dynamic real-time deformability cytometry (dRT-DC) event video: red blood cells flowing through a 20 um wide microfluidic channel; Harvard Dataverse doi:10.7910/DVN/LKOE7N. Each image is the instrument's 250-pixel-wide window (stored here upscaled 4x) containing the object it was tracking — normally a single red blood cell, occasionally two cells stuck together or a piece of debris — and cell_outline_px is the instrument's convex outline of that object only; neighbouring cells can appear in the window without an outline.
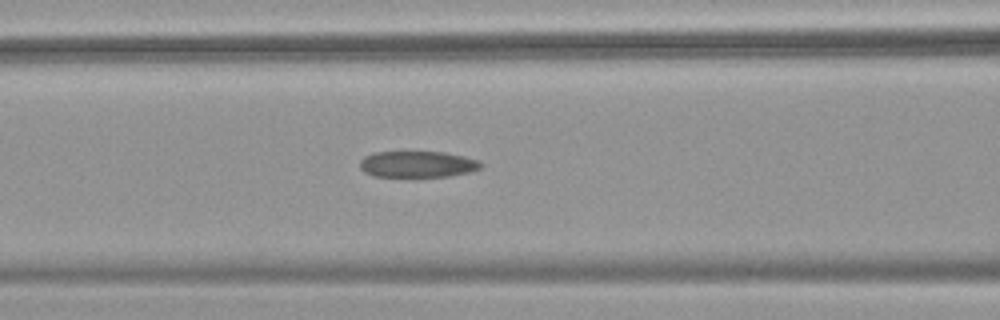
{"species": "common noctule bat (a hibernating species)", "species_latin": "Nyctalus noctula", "temperature_condition": "warm", "stored_images_in_passage": 55, "camera_frame_rate_fps": 3000, "um_per_image_px": 0.085, "animal": {"sex": "female", "body_mass_g": 18.4}, "frame": {"image": 1, "passage_image": 22, "time_ms": 7.0, "image_size_px": [1000, 320], "cell_outline_px": [[484, 164], [480, 168], [472, 172], [448, 176], [372, 176], [364, 172], [360, 168], [360, 160], [364, 156], [372, 152], [444, 152], [464, 156], [480, 160]], "centroid_in_image_um": [35.51, 13.95], "position_along_channel_um": 131.1, "area_um2": 18.67}}
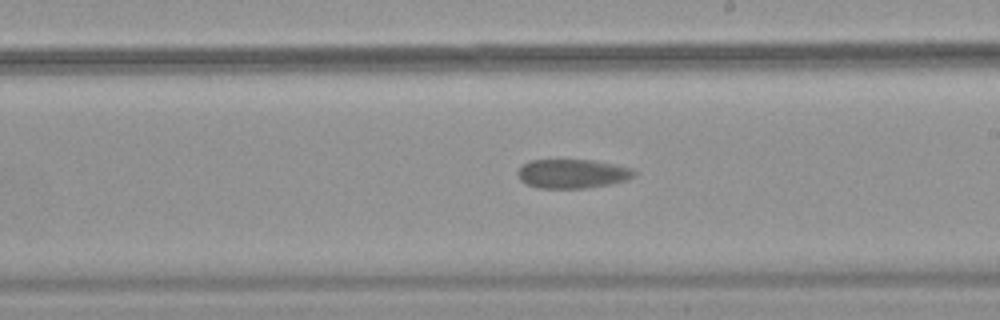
{"frame": {"image": 2, "passage_image": 31, "time_ms": 10.0, "image_size_px": [1000, 320], "cell_outline_px": [[636, 176], [628, 180], [612, 184], [588, 188], [536, 188], [520, 180], [516, 172], [528, 160], [592, 160], [616, 164], [632, 168], [636, 172]], "centroid_in_image_um": [48.69, 14.77], "position_along_channel_um": 240.3, "area_um2": 20.0}}
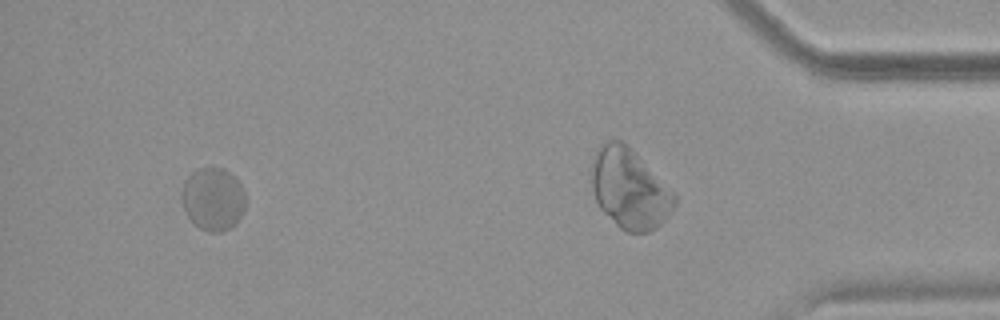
{"frame": {"image": 3, "passage_image": 51, "time_ms": 16.667, "image_size_px": [1000, 320], "cell_outline_px": [[244, 212], [228, 228], [220, 232], [208, 232], [200, 228], [188, 216], [184, 208], [180, 196], [184, 180], [196, 168], [224, 168], [236, 176], [244, 192]], "centroid_in_image_um": [18.09, 16.88], "position_along_channel_um": 417.1, "area_um2": 23.29}}